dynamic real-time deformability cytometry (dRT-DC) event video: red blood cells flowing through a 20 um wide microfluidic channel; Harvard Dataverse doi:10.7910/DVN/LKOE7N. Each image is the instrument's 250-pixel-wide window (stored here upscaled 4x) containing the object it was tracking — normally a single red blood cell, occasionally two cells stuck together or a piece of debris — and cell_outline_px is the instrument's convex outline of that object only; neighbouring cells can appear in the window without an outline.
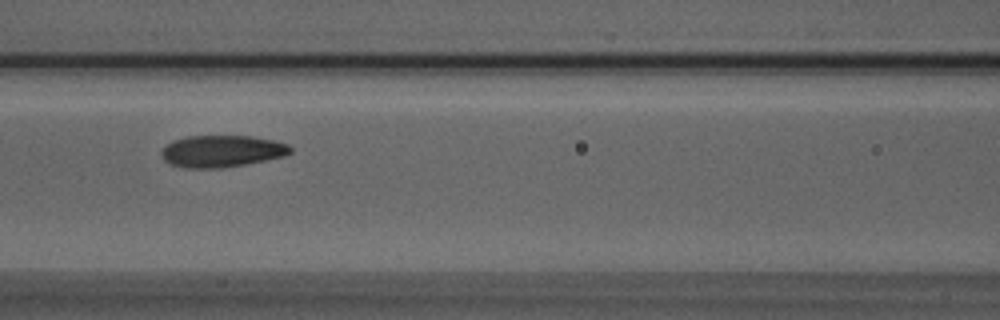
{"species": "Egyptian fruit bat (a non-hibernating species)", "species_latin": "Rousettus aegyptiacus", "temperature_condition": "room temperature", "stored_images_in_passage": 21, "camera_frame_rate_fps": 3000, "um_per_image_px": 0.085, "animal": {"sex": "male"}, "frame": {"image": 1, "passage_image": 9, "time_ms": 2.667, "image_size_px": [1000, 320], "cell_outline_px": [[292, 152], [284, 156], [244, 164], [220, 168], [184, 168], [172, 164], [164, 160], [160, 152], [172, 140], [188, 136], [252, 136], [272, 140], [288, 144], [292, 148]], "centroid_in_image_um": [18.85, 12.85], "position_along_channel_um": 147.8, "area_um2": 23.81}}
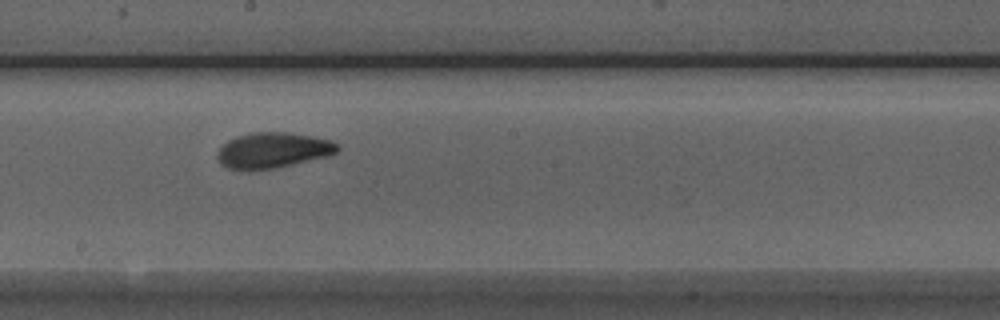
{"frame": {"image": 2, "passage_image": 15, "time_ms": 4.667, "image_size_px": [1000, 320], "cell_outline_px": [[340, 148], [336, 152], [328, 156], [272, 168], [240, 172], [228, 168], [220, 164], [216, 156], [216, 152], [228, 140], [236, 136], [252, 132], [288, 132], [312, 136], [332, 140], [340, 144]], "centroid_in_image_um": [23.16, 12.78], "position_along_channel_um": 225.0, "area_um2": 25.2}}
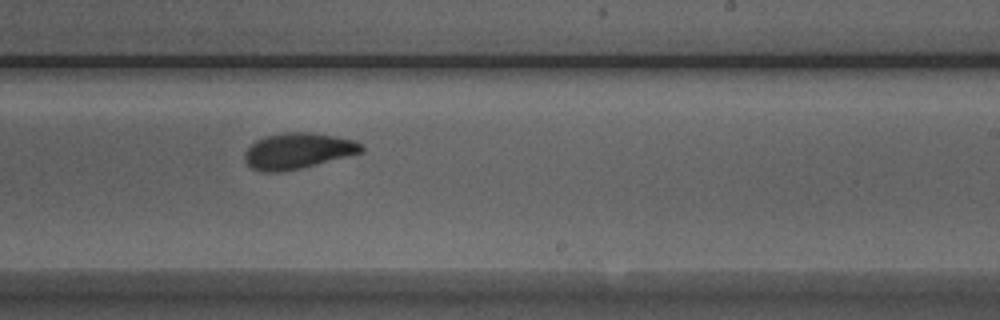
{"frame": {"image": 3, "passage_image": 18, "time_ms": 5.667, "image_size_px": [1000, 320], "cell_outline_px": [[364, 152], [300, 168], [280, 172], [260, 172], [252, 168], [244, 160], [244, 152], [256, 140], [264, 136], [284, 132], [308, 132], [336, 136], [356, 140], [364, 144]], "centroid_in_image_um": [25.33, 12.82], "position_along_channel_um": 263.7, "area_um2": 24.57}}